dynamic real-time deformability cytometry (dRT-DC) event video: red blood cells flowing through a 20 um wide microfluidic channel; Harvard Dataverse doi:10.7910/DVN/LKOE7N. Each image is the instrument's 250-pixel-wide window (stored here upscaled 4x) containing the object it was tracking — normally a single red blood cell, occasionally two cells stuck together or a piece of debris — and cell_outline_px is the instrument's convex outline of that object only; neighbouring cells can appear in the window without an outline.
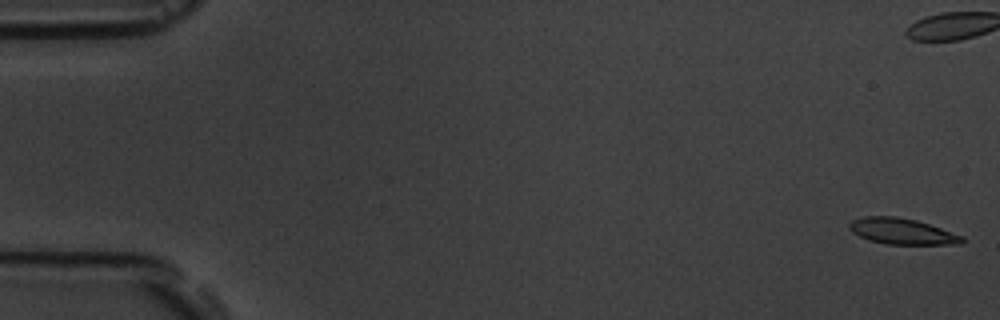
{"species": "common noctule bat (a hibernating species)", "species_latin": "Nyctalus noctula", "temperature_condition": "room temperature", "stored_images_in_passage": 55, "camera_frame_rate_fps": 3000, "um_per_image_px": 0.085, "animal": {"sex": "male", "body_mass_g": 19.5, "forearm_length_mm": 54.6}, "frame": {"image": 1, "passage_image": 1, "time_ms": 0.0, "image_size_px": [1000, 320], "cell_outline_px": [[964, 240], [960, 244], [884, 244], [868, 240], [852, 232], [848, 228], [848, 224], [852, 220], [864, 216], [896, 216], [916, 220], [964, 236]], "centroid_in_image_um": [76.63, 19.66], "position_along_channel_um": 8.4, "area_um2": 17.05}}
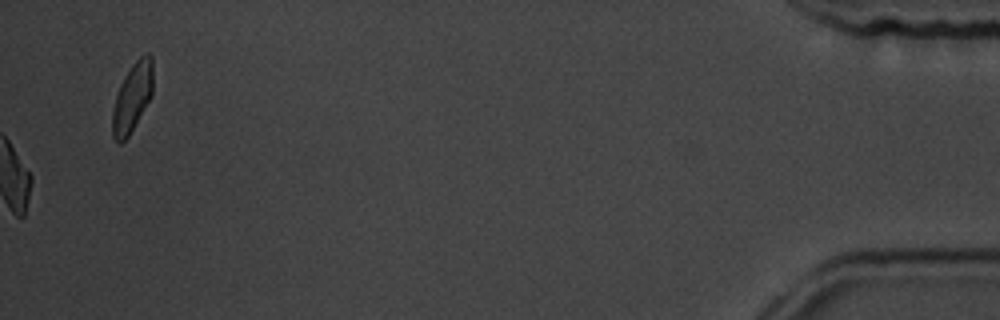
{"frame": {"image": 2, "passage_image": 55, "time_ms": 18.0, "image_size_px": [1000, 320], "cell_outline_px": [[152, 96], [128, 136], [120, 144], [112, 136], [112, 112], [116, 96], [120, 84], [132, 64], [140, 56], [148, 52], [152, 56]], "centroid_in_image_um": [11.25, 8.27], "position_along_channel_um": 424.0, "area_um2": 16.13}, "authors_computed_cell_mechanics": {"area_um2": 17.1666, "velocity_mm_per_s": 3.7721, "shape_relaxation_time_tau1_ms": 2.5254, "shape_relaxation_time_tau2_ms": 5.2732, "deformation_change_tau1": 0.1378, "deformation_change_tau2": 0.1413}}